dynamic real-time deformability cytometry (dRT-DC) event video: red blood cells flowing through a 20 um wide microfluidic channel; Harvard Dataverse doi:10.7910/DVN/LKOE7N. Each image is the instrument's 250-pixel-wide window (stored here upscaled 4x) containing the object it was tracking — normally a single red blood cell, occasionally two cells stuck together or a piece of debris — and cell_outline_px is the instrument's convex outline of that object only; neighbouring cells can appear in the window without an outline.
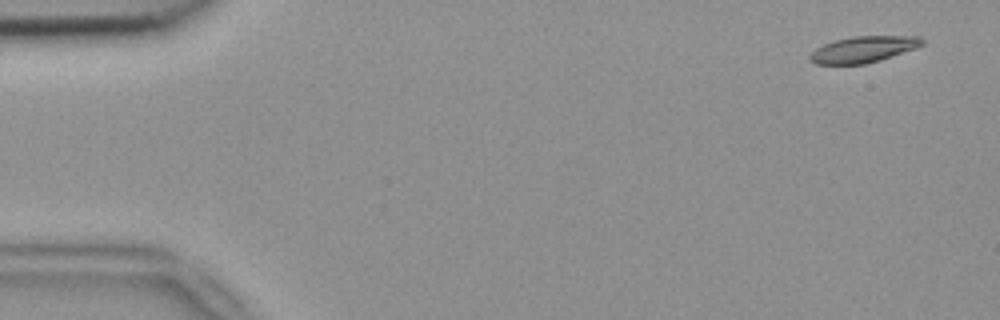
{"species": "common noctule bat (a hibernating species)", "species_latin": "Nyctalus noctula", "temperature_condition": "room temperature", "stored_images_in_passage": 14, "camera_frame_rate_fps": 3000, "um_per_image_px": 0.085, "animal": {"sex": "female", "body_mass_g": 18.4}, "frame": {"image": 1, "passage_image": 3, "time_ms": 0.667, "image_size_px": [1000, 320], "cell_outline_px": [[924, 44], [916, 48], [880, 60], [864, 64], [816, 64], [808, 60], [808, 56], [816, 48], [824, 44], [836, 40], [852, 36], [920, 36], [924, 40]], "centroid_in_image_um": [73.38, 4.19], "position_along_channel_um": 11.6, "area_um2": 17.17}}